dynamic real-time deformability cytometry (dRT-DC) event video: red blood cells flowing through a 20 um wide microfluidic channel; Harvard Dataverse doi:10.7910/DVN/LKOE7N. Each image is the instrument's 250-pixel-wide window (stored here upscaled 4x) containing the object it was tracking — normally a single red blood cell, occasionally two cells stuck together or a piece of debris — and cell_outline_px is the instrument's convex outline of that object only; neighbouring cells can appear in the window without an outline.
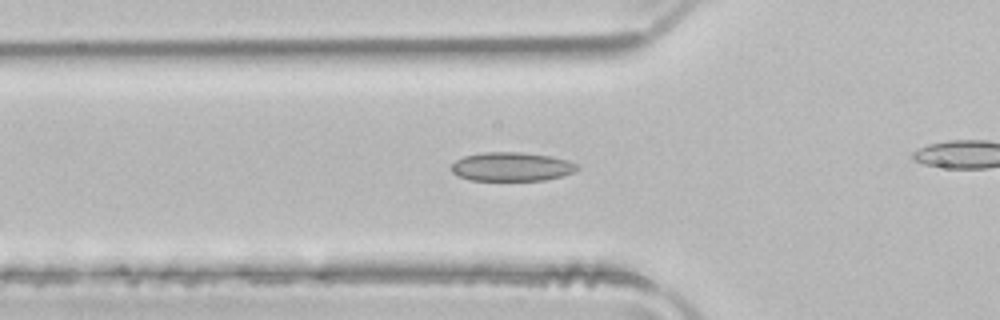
{"species": "common noctule bat (a hibernating species)", "species_latin": "Nyctalus noctula", "temperature_condition": "room temperature", "stored_images_in_passage": 41, "camera_frame_rate_fps": 3000, "um_per_image_px": 0.085, "animal": {"sex": "male", "body_mass_g": 21.5, "forearm_length_mm": 52.0}, "frame": {"image": 1, "passage_image": 17, "time_ms": 5.333, "image_size_px": [1000, 320], "cell_outline_px": [[580, 168], [576, 172], [544, 180], [472, 180], [460, 176], [452, 172], [452, 164], [456, 160], [464, 156], [484, 152], [520, 152], [552, 156], [568, 160], [576, 164]], "centroid_in_image_um": [43.52, 14.16], "position_along_channel_um": 82.3, "area_um2": 21.1}}
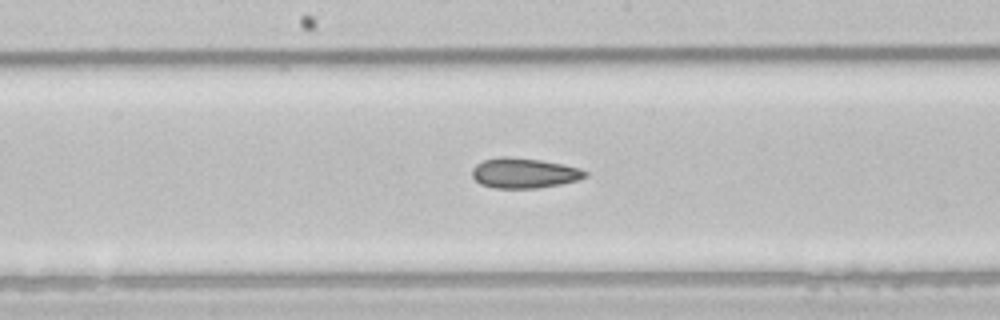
{"frame": {"image": 2, "passage_image": 26, "time_ms": 8.333, "image_size_px": [1000, 320], "cell_outline_px": [[588, 176], [580, 180], [560, 184], [536, 188], [496, 188], [480, 184], [472, 176], [472, 168], [476, 164], [484, 160], [500, 156], [508, 156], [540, 160], [580, 168], [588, 172]], "centroid_in_image_um": [44.55, 14.71], "position_along_channel_um": 203.6, "area_um2": 19.88}}
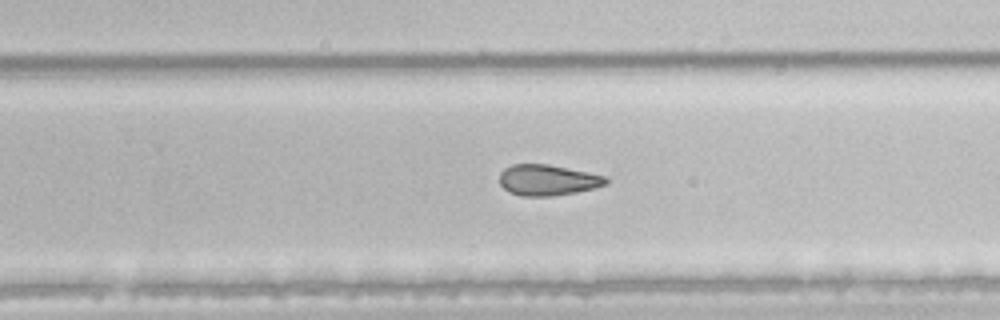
{"frame": {"image": 3, "passage_image": 32, "time_ms": 10.333, "image_size_px": [1000, 320], "cell_outline_px": [[612, 180], [608, 184], [576, 192], [552, 196], [520, 196], [508, 192], [500, 184], [500, 172], [504, 168], [512, 164], [548, 164], [608, 176]], "centroid_in_image_um": [46.58, 15.3], "position_along_channel_um": 283.2, "area_um2": 19.36}}